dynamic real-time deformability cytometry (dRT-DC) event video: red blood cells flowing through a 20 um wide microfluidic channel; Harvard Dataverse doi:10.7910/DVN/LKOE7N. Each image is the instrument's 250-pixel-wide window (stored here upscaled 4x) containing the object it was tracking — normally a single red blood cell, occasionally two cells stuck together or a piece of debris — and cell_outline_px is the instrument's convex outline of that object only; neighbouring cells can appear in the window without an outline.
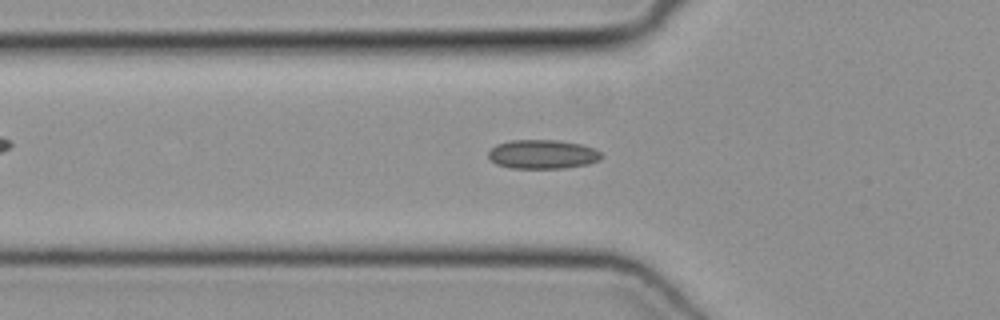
{"species": "common noctule bat (a hibernating species)", "species_latin": "Nyctalus noctula", "temperature_condition": "cold", "stored_images_in_passage": 39, "camera_frame_rate_fps": 3000, "um_per_image_px": 0.085, "animal": {"sex": "female", "body_mass_g": 19.3, "forearm_length_mm": 54.1}, "frame": {"image": 1, "passage_image": 7, "time_ms": 2.0, "image_size_px": [1000, 320], "cell_outline_px": [[604, 156], [600, 160], [588, 164], [564, 168], [512, 168], [496, 164], [488, 156], [488, 152], [496, 144], [512, 140], [560, 140], [580, 144], [592, 148], [600, 152]], "centroid_in_image_um": [46.13, 13.11], "position_along_channel_um": 79.7, "area_um2": 19.13}}
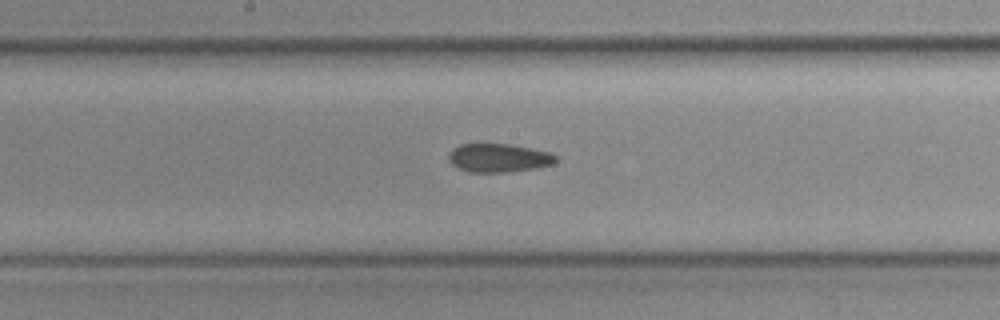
{"frame": {"image": 2, "passage_image": 16, "time_ms": 5.0, "image_size_px": [1000, 320], "cell_outline_px": [[556, 160], [552, 164], [536, 168], [508, 172], [468, 172], [452, 164], [448, 160], [448, 156], [452, 148], [460, 144], [508, 144], [548, 152], [556, 156]], "centroid_in_image_um": [42.34, 13.42], "position_along_channel_um": 205.9, "area_um2": 17.63}}
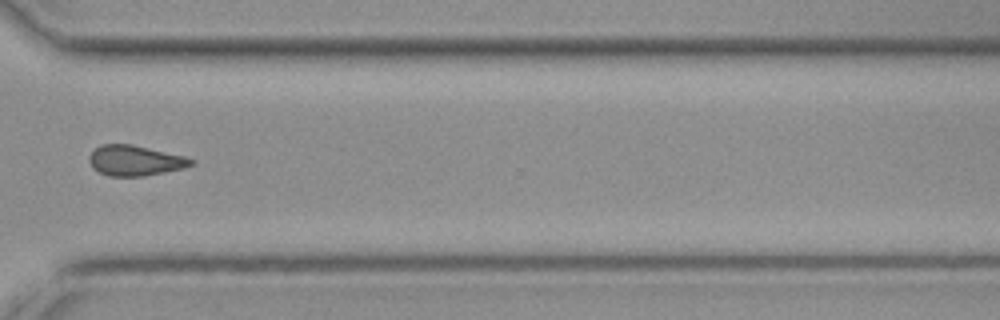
{"frame": {"image": 3, "passage_image": 27, "time_ms": 8.667, "image_size_px": [1000, 320], "cell_outline_px": [[196, 164], [184, 168], [144, 176], [108, 176], [92, 168], [88, 160], [88, 156], [100, 144], [132, 144], [184, 156], [196, 160]], "centroid_in_image_um": [11.49, 13.65], "position_along_channel_um": 359.1, "area_um2": 18.15}}